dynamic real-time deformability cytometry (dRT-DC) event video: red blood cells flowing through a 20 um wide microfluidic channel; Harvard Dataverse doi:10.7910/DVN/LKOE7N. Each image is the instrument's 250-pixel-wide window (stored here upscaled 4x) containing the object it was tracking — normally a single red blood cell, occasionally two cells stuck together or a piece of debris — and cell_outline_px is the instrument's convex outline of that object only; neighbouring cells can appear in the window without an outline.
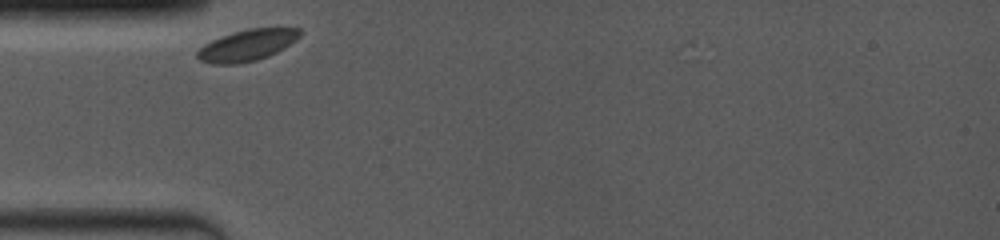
{"species": "common noctule bat (a hibernating species)", "species_latin": "Nyctalus noctula", "temperature_condition": "room temperature", "stored_images_in_passage": 30, "camera_frame_rate_fps": 4000, "um_per_image_px": 0.085, "animal": {"sex": "female", "body_mass_g": 19.0, "forearm_length_mm": 53.3}, "frame": {"image": 1, "passage_image": 1, "time_ms": 0.0, "image_size_px": [1000, 240], "cell_outline_px": [[304, 32], [296, 40], [284, 48], [268, 56], [256, 60], [240, 64], [212, 64], [200, 60], [196, 56], [196, 52], [204, 44], [212, 40], [248, 28], [300, 28]], "centroid_in_image_um": [21.03, 3.85], "position_along_channel_um": 64.0, "area_um2": 18.67}}
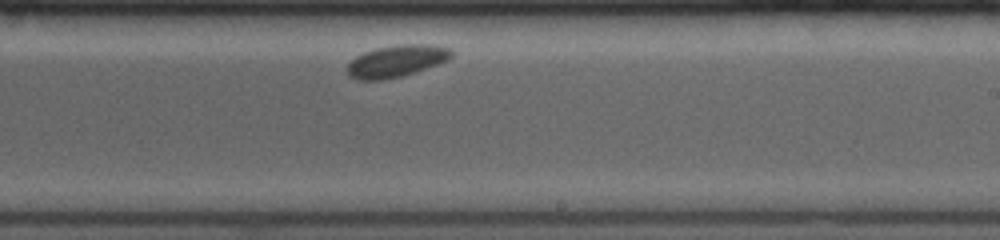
{"frame": {"image": 2, "passage_image": 18, "time_ms": 5.5, "image_size_px": [1000, 240], "cell_outline_px": [[452, 56], [448, 60], [416, 72], [384, 80], [360, 80], [348, 76], [344, 68], [356, 56], [364, 52], [376, 48], [400, 44], [428, 44], [448, 48], [452, 52]], "centroid_in_image_um": [33.65, 5.2], "position_along_channel_um": 255.3, "area_um2": 19.42}}
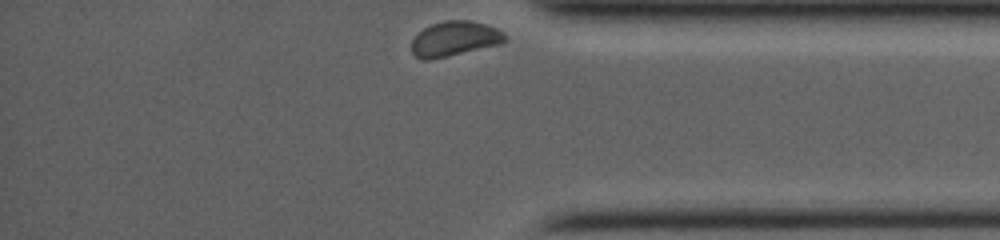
{"frame": {"image": 3, "passage_image": 30, "time_ms": 9.5, "image_size_px": [1000, 240], "cell_outline_px": [[504, 40], [500, 44], [448, 56], [428, 60], [420, 60], [412, 52], [412, 40], [424, 28], [432, 24], [444, 20], [472, 20], [496, 28], [504, 32]], "centroid_in_image_um": [38.62, 3.29], "position_along_channel_um": 396.6, "area_um2": 18.79}}